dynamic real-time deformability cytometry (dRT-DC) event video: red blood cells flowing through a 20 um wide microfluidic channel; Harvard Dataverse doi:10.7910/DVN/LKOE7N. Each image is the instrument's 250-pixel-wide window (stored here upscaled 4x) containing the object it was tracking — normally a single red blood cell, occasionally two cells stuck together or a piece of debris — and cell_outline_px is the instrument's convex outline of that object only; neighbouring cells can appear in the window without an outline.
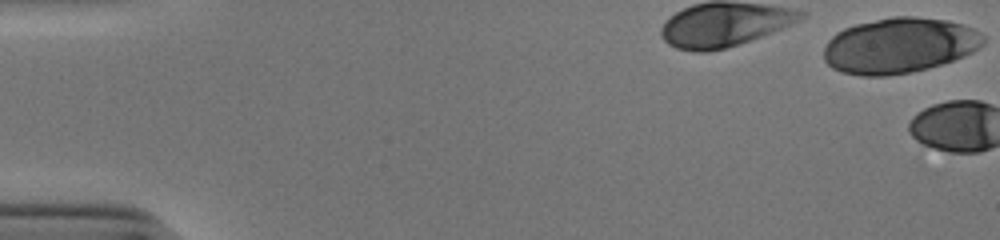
{"species": "human", "species_latin": "Homo sapiens", "temperature_condition": "cold", "stored_images_in_passage": 3, "camera_frame_rate_fps": 3000, "um_per_image_px": 0.085, "donor": {"sex": "male"}, "frame": {"image": 1, "passage_image": 1, "time_ms": 0.0, "image_size_px": [1000, 240], "cell_outline_px": [[984, 44], [972, 52], [964, 56], [928, 68], [912, 72], [888, 76], [860, 76], [840, 72], [832, 68], [824, 60], [824, 48], [828, 40], [836, 32], [844, 28], [856, 24], [892, 16], [916, 16], [948, 20], [964, 24], [980, 32], [984, 36]], "centroid_in_image_um": [76.43, 3.87], "position_along_channel_um": 8.6, "area_um2": 51.9}}